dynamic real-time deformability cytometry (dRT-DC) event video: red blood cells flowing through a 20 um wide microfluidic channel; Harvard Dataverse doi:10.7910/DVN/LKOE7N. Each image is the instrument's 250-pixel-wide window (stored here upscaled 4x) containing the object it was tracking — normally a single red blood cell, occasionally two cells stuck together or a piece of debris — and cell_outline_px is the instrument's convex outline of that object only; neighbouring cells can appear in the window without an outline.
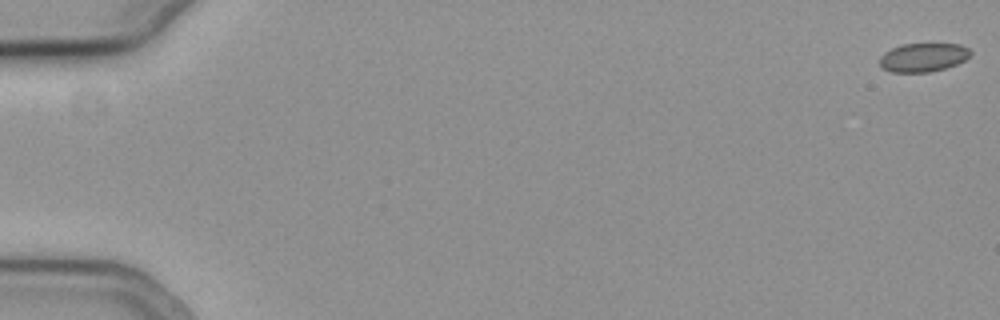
{"species": "common noctule bat (a hibernating species)", "species_latin": "Nyctalus noctula", "temperature_condition": "cold", "stored_images_in_passage": 57, "camera_frame_rate_fps": 3000, "um_per_image_px": 0.085, "animal": {"sex": "female", "body_mass_g": 19.3, "forearm_length_mm": 54.1}, "frame": {"image": 1, "passage_image": 1, "time_ms": 0.0, "image_size_px": [1000, 320], "cell_outline_px": [[972, 52], [964, 60], [956, 64], [944, 68], [928, 72], [892, 72], [880, 68], [880, 56], [884, 52], [892, 48], [904, 44], [960, 44], [968, 48]], "centroid_in_image_um": [78.44, 4.88], "position_along_channel_um": 6.6, "area_um2": 15.09}}
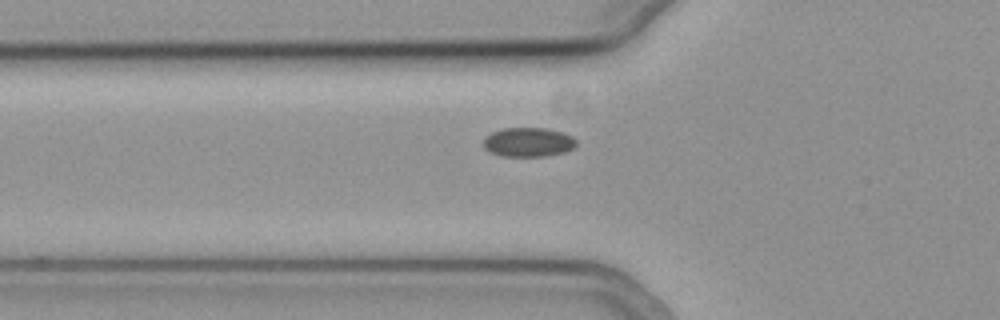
{"frame": {"image": 2, "passage_image": 21, "time_ms": 6.667, "image_size_px": [1000, 320], "cell_outline_px": [[576, 144], [572, 148], [564, 152], [544, 156], [500, 156], [488, 152], [484, 148], [484, 136], [492, 132], [504, 128], [548, 128], [564, 132], [572, 136], [576, 140]], "centroid_in_image_um": [44.88, 12.08], "position_along_channel_um": 80.9, "area_um2": 15.95}}
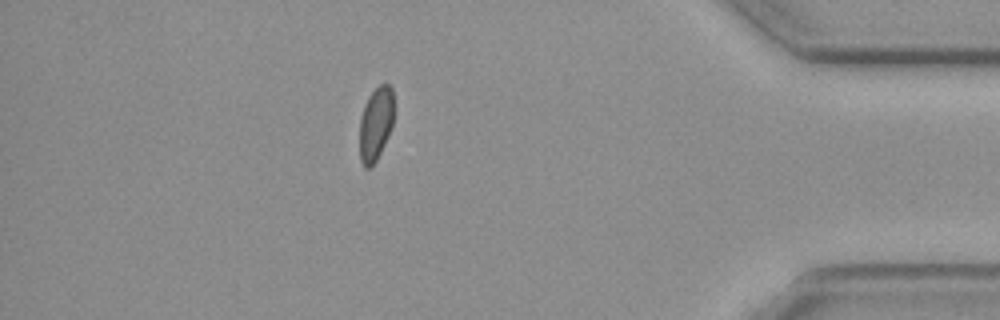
{"frame": {"image": 3, "passage_image": 50, "time_ms": 16.333, "image_size_px": [1000, 320], "cell_outline_px": [[392, 128], [376, 160], [368, 168], [364, 168], [360, 160], [360, 116], [364, 104], [368, 96], [380, 84], [388, 84], [392, 88]], "centroid_in_image_um": [31.91, 10.52], "position_along_channel_um": 403.3, "area_um2": 14.51}}